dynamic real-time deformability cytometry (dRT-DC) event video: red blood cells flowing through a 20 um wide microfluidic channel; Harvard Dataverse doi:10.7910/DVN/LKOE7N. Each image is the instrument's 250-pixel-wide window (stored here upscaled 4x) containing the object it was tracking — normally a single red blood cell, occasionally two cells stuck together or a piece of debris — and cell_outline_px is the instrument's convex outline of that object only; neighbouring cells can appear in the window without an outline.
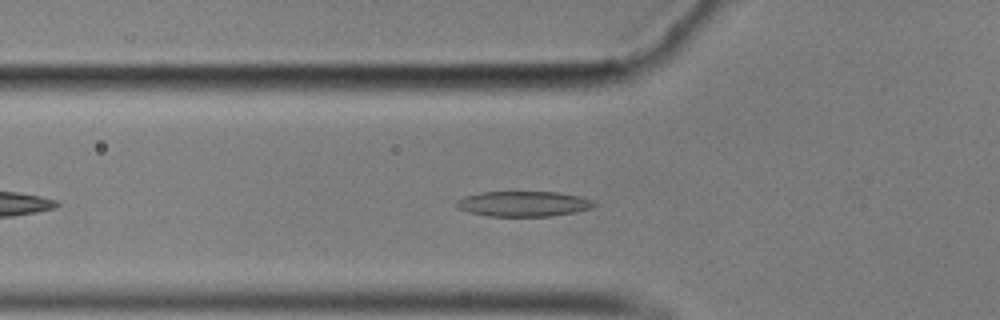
{"species": "common noctule bat (a hibernating species)", "species_latin": "Nyctalus noctula", "temperature_condition": "cold", "stored_images_in_passage": 43, "camera_frame_rate_fps": 3000, "um_per_image_px": 0.085, "animal": {"sex": "male", "body_mass_g": 17.9}, "frame": {"image": 1, "passage_image": 9, "time_ms": 2.667, "image_size_px": [1000, 320], "cell_outline_px": [[596, 204], [592, 208], [576, 212], [552, 216], [488, 216], [468, 212], [456, 208], [452, 204], [456, 200], [464, 196], [480, 192], [560, 192], [580, 196], [592, 200]], "centroid_in_image_um": [44.45, 17.32], "position_along_channel_um": 81.4, "area_um2": 20.58}}
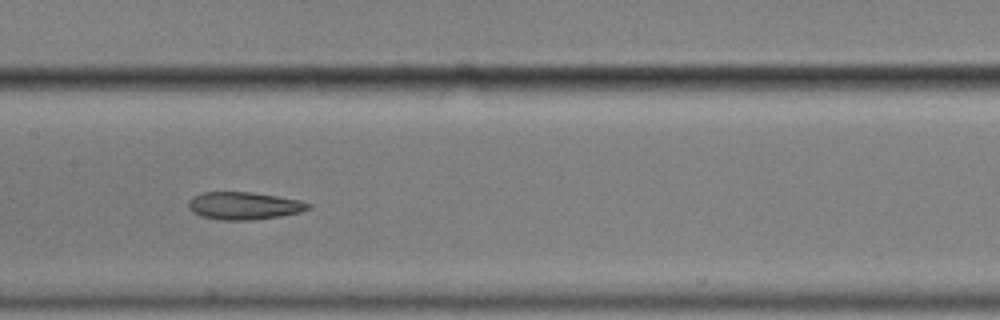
{"frame": {"image": 2, "passage_image": 18, "time_ms": 5.667, "image_size_px": [1000, 320], "cell_outline_px": [[312, 204], [308, 208], [300, 212], [280, 216], [252, 220], [220, 220], [200, 216], [192, 212], [188, 208], [188, 200], [192, 196], [204, 192], [252, 192], [300, 200]], "centroid_in_image_um": [20.69, 17.49], "position_along_channel_um": 186.7, "area_um2": 19.31}}
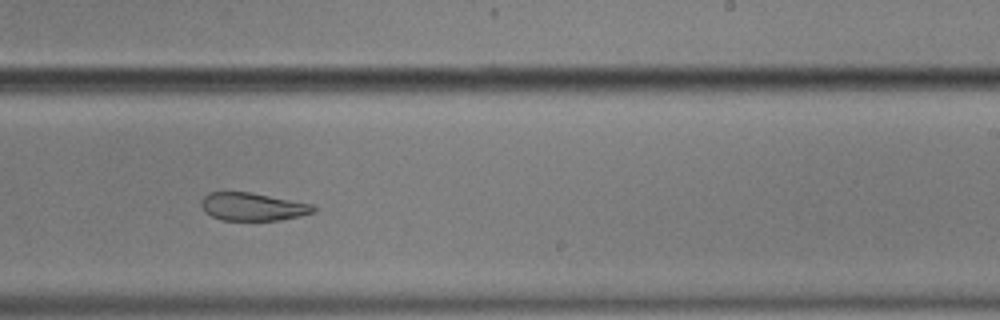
{"frame": {"image": 3, "passage_image": 25, "time_ms": 8.0, "image_size_px": [1000, 320], "cell_outline_px": [[316, 212], [300, 216], [280, 220], [220, 220], [204, 212], [200, 204], [200, 200], [208, 192], [248, 192], [312, 204], [316, 208]], "centroid_in_image_um": [21.45, 17.58], "position_along_channel_um": 267.6, "area_um2": 18.26}, "authors_computed_cell_mechanics": {"area_um2": 20.6346, "velocity_mm_per_s": 3.4844, "shape_relaxation_time_tau1_ms": null, "shape_relaxation_time_tau2_ms": 4.404, "deformation_change_tau1": null, "deformation_change_tau2": 0.1206}}